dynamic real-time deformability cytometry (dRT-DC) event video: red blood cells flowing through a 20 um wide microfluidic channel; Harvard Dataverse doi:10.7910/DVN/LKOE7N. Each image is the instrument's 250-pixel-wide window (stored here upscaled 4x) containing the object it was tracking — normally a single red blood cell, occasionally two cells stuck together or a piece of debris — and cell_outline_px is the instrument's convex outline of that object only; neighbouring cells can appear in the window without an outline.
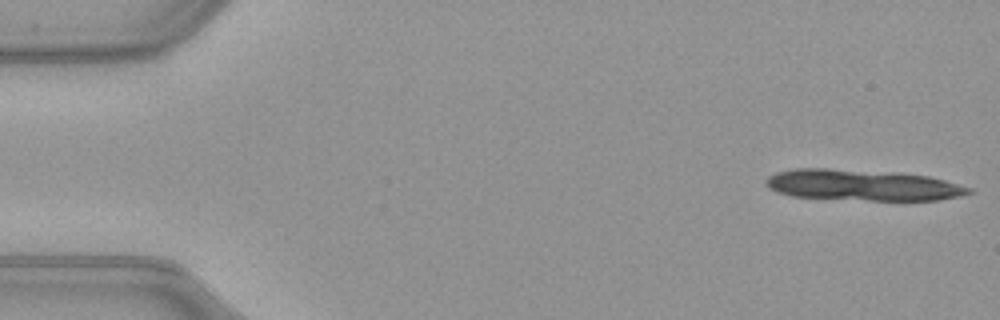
{"species": "common noctule bat (a hibernating species)", "species_latin": "Nyctalus noctula", "temperature_condition": "warm", "stored_images_in_passage": 10, "camera_frame_rate_fps": 3000, "um_per_image_px": 0.085, "animal": {"sex": "female", "body_mass_g": 21.9}, "frame": {"image": 1, "passage_image": 1, "time_ms": 0.0, "image_size_px": [1000, 320], "cell_outline_px": [[972, 192], [960, 196], [940, 200], [868, 200], [792, 196], [776, 192], [764, 184], [764, 180], [768, 176], [776, 172], [796, 168], [828, 168], [896, 172], [928, 176], [944, 180], [972, 188]], "centroid_in_image_um": [73.28, 15.72], "position_along_channel_um": 11.7, "area_um2": 36.76}}